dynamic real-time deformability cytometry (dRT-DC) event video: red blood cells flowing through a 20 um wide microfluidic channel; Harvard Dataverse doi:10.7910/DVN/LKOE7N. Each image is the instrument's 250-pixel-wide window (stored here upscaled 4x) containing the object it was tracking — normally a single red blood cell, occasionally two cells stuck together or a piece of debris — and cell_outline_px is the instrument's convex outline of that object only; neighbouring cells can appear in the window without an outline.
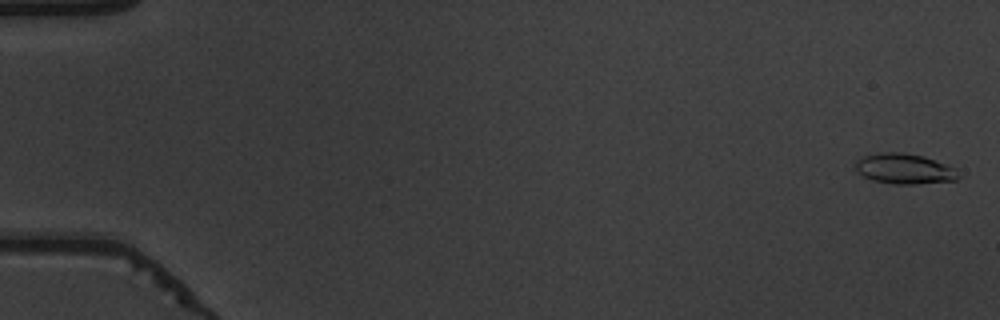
{"species": "common noctule bat (a hibernating species)", "species_latin": "Nyctalus noctula", "temperature_condition": "warm", "stored_images_in_passage": 55, "camera_frame_rate_fps": 3000, "um_per_image_px": 0.085, "animal": {"sex": "male", "body_mass_g": 19.5, "forearm_length_mm": 54.6}, "frame": {"image": 1, "passage_image": 2, "time_ms": 0.333, "image_size_px": [1000, 320], "cell_outline_px": [[960, 176], [956, 180], [916, 184], [896, 184], [872, 180], [856, 172], [852, 164], [856, 160], [864, 156], [880, 152], [904, 152], [924, 156], [956, 168]], "centroid_in_image_um": [76.84, 14.34], "position_along_channel_um": 8.2, "area_um2": 18.44}}
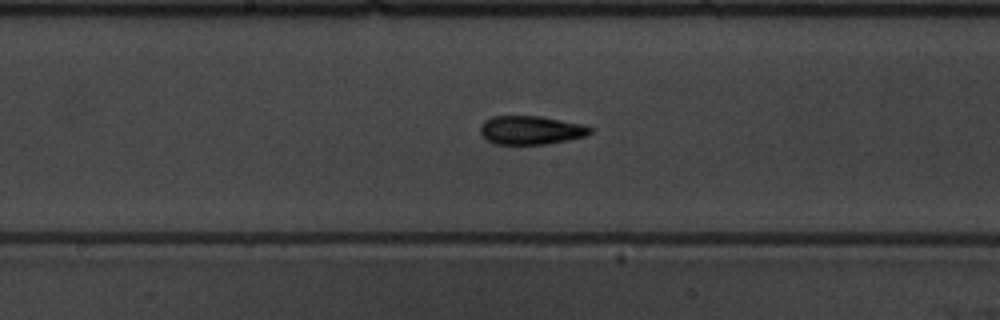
{"frame": {"image": 2, "passage_image": 30, "time_ms": 9.667, "image_size_px": [1000, 320], "cell_outline_px": [[592, 132], [584, 136], [568, 140], [544, 144], [496, 144], [488, 140], [480, 132], [480, 124], [484, 120], [492, 116], [540, 116], [580, 124], [592, 128]], "centroid_in_image_um": [45.09, 11.06], "position_along_channel_um": 203.1, "area_um2": 18.15}}
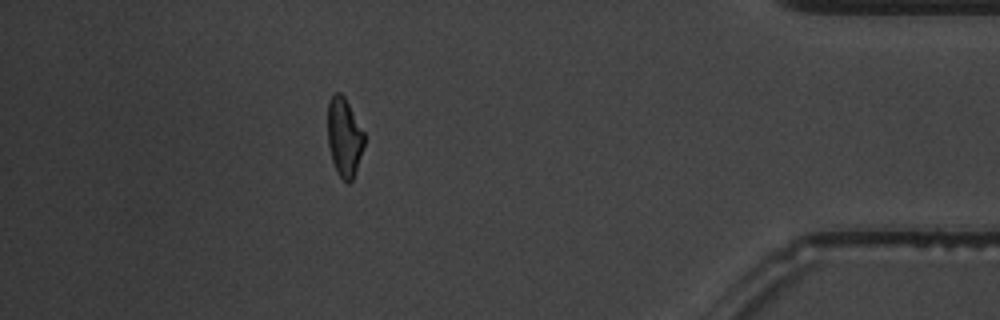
{"frame": {"image": 3, "passage_image": 49, "time_ms": 16.0, "image_size_px": [1000, 320], "cell_outline_px": [[364, 144], [356, 172], [352, 180], [348, 184], [336, 172], [332, 160], [328, 144], [328, 100], [332, 92], [340, 92], [344, 96], [364, 132]], "centroid_in_image_um": [29.25, 11.64], "position_along_channel_um": 406.0, "area_um2": 16.82}, "authors_computed_cell_mechanics": {"area_um2": 17.7446, "velocity_mm_per_s": 3.859, "shape_relaxation_time_tau1_ms": 5.1033, "shape_relaxation_time_tau2_ms": 2.7706, "deformation_change_tau1": 0.1788, "deformation_change_tau2": 0.0953}}